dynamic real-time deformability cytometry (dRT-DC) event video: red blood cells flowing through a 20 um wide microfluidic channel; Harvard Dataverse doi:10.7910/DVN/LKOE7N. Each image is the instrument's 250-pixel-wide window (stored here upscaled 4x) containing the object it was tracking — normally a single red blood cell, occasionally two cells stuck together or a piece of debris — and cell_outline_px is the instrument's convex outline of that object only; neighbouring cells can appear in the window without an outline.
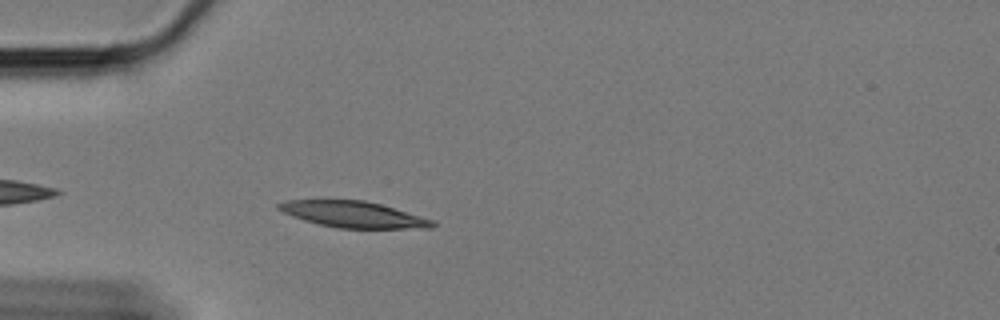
{"species": "Egyptian fruit bat (a non-hibernating species)", "species_latin": "Rousettus aegyptiacus", "temperature_condition": "cold", "stored_images_in_passage": 47, "camera_frame_rate_fps": 3000, "um_per_image_px": 0.085, "animal": {"sex": "female"}, "frame": {"image": 1, "passage_image": 4, "time_ms": 1.0, "image_size_px": [1000, 320], "cell_outline_px": [[436, 224], [432, 228], [336, 228], [304, 220], [292, 216], [276, 208], [276, 204], [288, 200], [324, 196], [364, 200], [380, 204], [432, 220]], "centroid_in_image_um": [29.88, 18.16], "position_along_channel_um": 55.1, "area_um2": 24.22}}
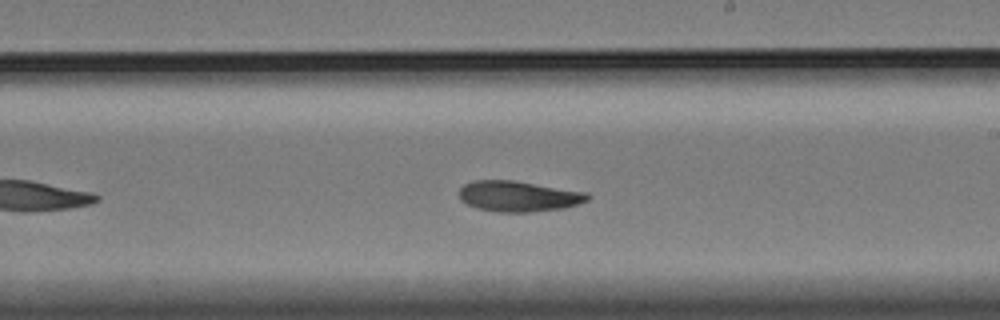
{"frame": {"image": 2, "passage_image": 22, "time_ms": 7.0, "image_size_px": [1000, 320], "cell_outline_px": [[592, 196], [588, 200], [564, 208], [532, 212], [496, 212], [476, 208], [460, 200], [460, 188], [464, 184], [472, 180], [512, 180], [588, 192]], "centroid_in_image_um": [44.08, 16.68], "position_along_channel_um": 244.9, "area_um2": 23.06}}
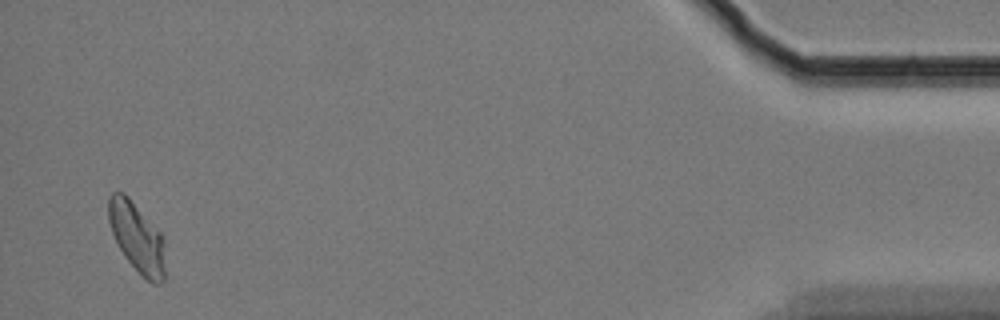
{"frame": {"image": 3, "passage_image": 45, "time_ms": 14.667, "image_size_px": [1000, 320], "cell_outline_px": [[164, 280], [160, 284], [152, 284], [128, 260], [120, 248], [112, 232], [108, 220], [108, 196], [112, 192], [124, 192], [128, 196], [160, 232], [164, 240]], "centroid_in_image_um": [11.64, 20.15], "position_along_channel_um": 423.6, "area_um2": 22.66}}